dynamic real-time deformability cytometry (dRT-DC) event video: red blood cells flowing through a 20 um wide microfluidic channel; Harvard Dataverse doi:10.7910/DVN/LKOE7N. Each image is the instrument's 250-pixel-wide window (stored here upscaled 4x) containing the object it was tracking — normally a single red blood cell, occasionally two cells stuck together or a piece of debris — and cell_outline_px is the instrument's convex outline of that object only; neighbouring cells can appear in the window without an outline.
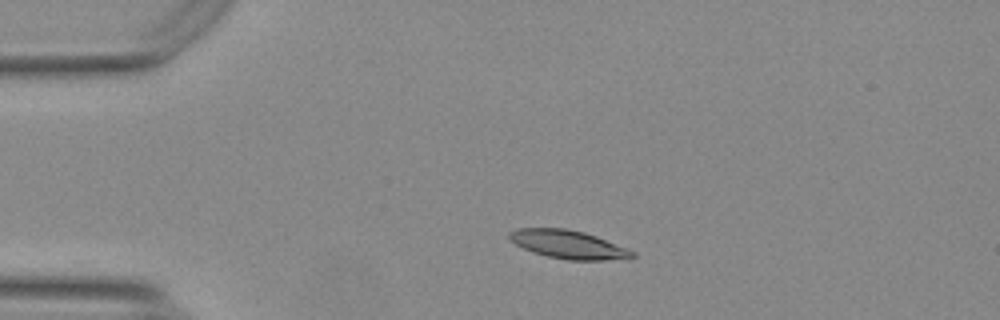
{"species": "Egyptian fruit bat (a non-hibernating species)", "species_latin": "Rousettus aegyptiacus", "temperature_condition": "warm", "stored_images_in_passage": 13, "camera_frame_rate_fps": 3000, "um_per_image_px": 0.085, "animal": {"sex": "female"}, "frame": {"image": 1, "passage_image": 1, "time_ms": 0.0, "image_size_px": [1000, 320], "cell_outline_px": [[636, 256], [632, 260], [568, 260], [548, 256], [532, 252], [516, 244], [508, 236], [508, 232], [516, 228], [564, 228], [584, 232], [596, 236], [636, 252]], "centroid_in_image_um": [48.37, 20.79], "position_along_channel_um": 36.6, "area_um2": 20.46}}
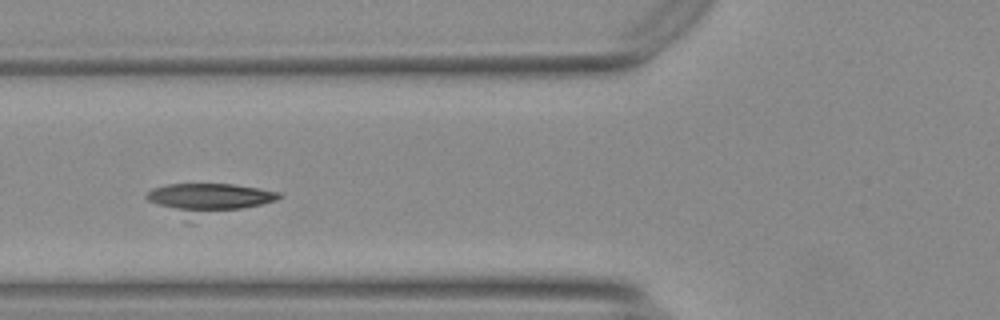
{"frame": {"image": 2, "passage_image": 10, "time_ms": 3.0, "image_size_px": [1000, 320], "cell_outline_px": [[280, 196], [276, 200], [192, 224], [184, 224], [148, 200], [144, 196], [152, 188], [168, 184], [232, 184], [280, 192]], "centroid_in_image_um": [17.59, 17.01], "position_along_channel_um": 108.2, "area_um2": 25.32}}
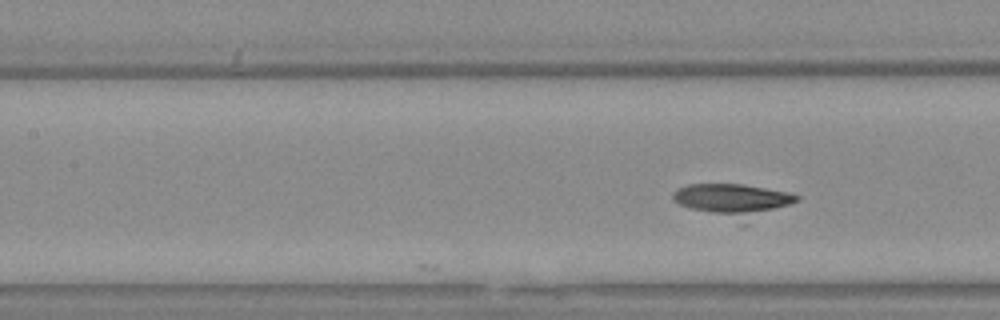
{"frame": {"image": 3, "passage_image": 13, "time_ms": 4.0, "image_size_px": [1000, 320], "cell_outline_px": [[800, 200], [744, 224], [692, 208], [680, 204], [672, 200], [672, 192], [676, 188], [688, 184], [744, 184], [788, 192], [800, 196]], "centroid_in_image_um": [62.34, 17.02], "position_along_channel_um": 145.1, "area_um2": 23.81}}